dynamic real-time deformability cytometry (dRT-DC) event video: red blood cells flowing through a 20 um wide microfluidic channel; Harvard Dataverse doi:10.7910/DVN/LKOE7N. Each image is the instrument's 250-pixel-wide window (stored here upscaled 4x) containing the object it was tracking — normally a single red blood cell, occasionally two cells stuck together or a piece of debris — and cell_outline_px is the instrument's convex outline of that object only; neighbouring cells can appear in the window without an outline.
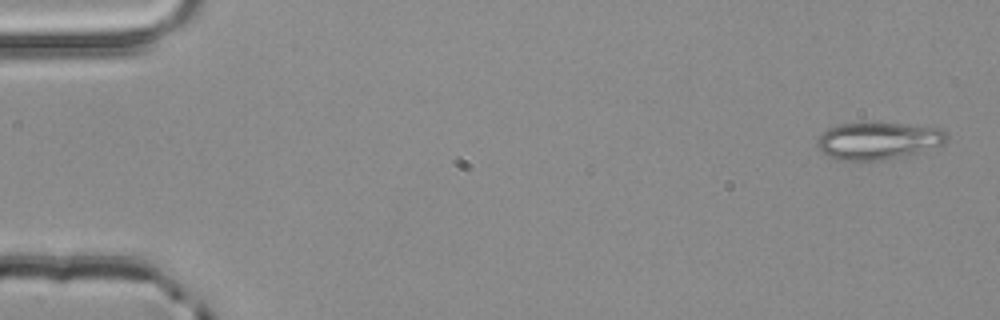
{"species": "common noctule bat (a hibernating species)", "species_latin": "Nyctalus noctula", "temperature_condition": "room temperature", "stored_images_in_passage": 3, "camera_frame_rate_fps": 3000, "um_per_image_px": 0.085, "animal": {"sex": "male", "body_mass_g": 20.4}, "frame": {"image": 1, "passage_image": 1, "time_ms": 0.0, "image_size_px": [1000, 320], "cell_outline_px": [[948, 140], [944, 144], [904, 156], [884, 160], [836, 160], [828, 156], [816, 144], [816, 140], [828, 128], [840, 124], [872, 120], [940, 128], [948, 136]], "centroid_in_image_um": [74.64, 11.93], "position_along_channel_um": 10.4, "area_um2": 28.61}}
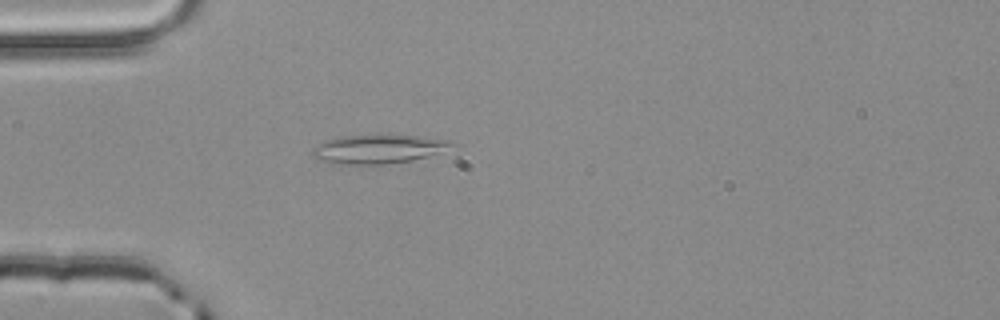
{"frame": {"image": 2, "passage_image": 3, "time_ms": 0.667, "image_size_px": [1000, 320], "cell_outline_px": [[456, 144], [428, 156], [412, 160], [388, 164], [332, 164], [316, 160], [312, 156], [312, 148], [328, 140], [352, 136], [416, 136], [452, 140]], "centroid_in_image_um": [32.12, 12.7], "position_along_channel_um": 52.9, "area_um2": 22.89}}